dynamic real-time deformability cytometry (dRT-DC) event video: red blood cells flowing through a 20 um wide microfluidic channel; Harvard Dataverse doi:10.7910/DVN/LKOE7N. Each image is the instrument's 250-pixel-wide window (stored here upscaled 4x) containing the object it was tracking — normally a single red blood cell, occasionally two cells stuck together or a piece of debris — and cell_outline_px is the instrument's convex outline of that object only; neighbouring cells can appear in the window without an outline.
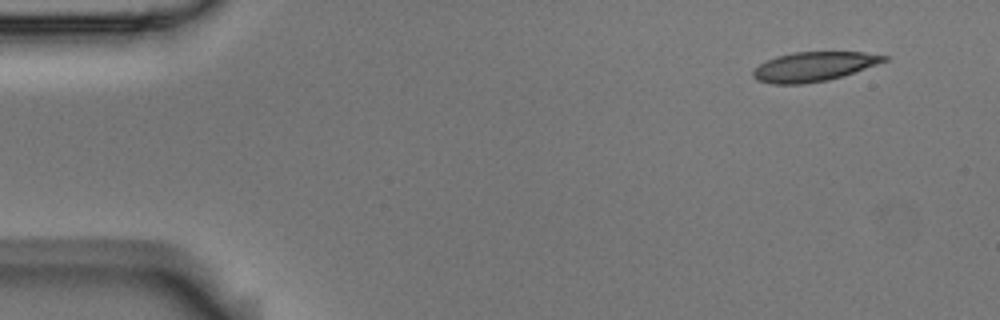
{"species": "Egyptian fruit bat (a non-hibernating species)", "species_latin": "Rousettus aegyptiacus", "temperature_condition": "room temperature", "stored_images_in_passage": 4, "camera_frame_rate_fps": 3000, "um_per_image_px": 0.085, "animal": {"sex": "male"}, "frame": {"image": 1, "passage_image": 1, "time_ms": 0.0, "image_size_px": [1000, 320], "cell_outline_px": [[892, 56], [888, 60], [844, 76], [828, 80], [804, 84], [772, 84], [756, 80], [752, 76], [752, 72], [760, 64], [776, 56], [792, 52], [864, 52]], "centroid_in_image_um": [69.19, 5.66], "position_along_channel_um": 15.8, "area_um2": 22.6}}
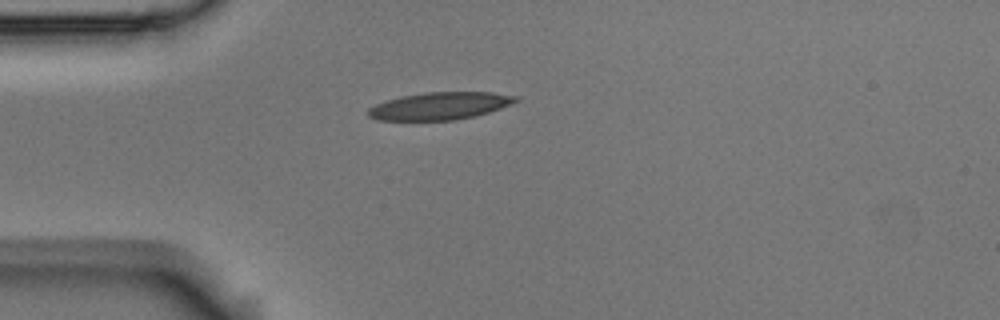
{"frame": {"image": 2, "passage_image": 4, "time_ms": 1.0, "image_size_px": [1000, 320], "cell_outline_px": [[520, 100], [512, 104], [476, 116], [456, 120], [376, 120], [368, 116], [368, 108], [376, 104], [400, 96], [428, 92], [492, 92], [516, 96]], "centroid_in_image_um": [37.4, 9.0], "position_along_channel_um": 47.6, "area_um2": 23.58}}